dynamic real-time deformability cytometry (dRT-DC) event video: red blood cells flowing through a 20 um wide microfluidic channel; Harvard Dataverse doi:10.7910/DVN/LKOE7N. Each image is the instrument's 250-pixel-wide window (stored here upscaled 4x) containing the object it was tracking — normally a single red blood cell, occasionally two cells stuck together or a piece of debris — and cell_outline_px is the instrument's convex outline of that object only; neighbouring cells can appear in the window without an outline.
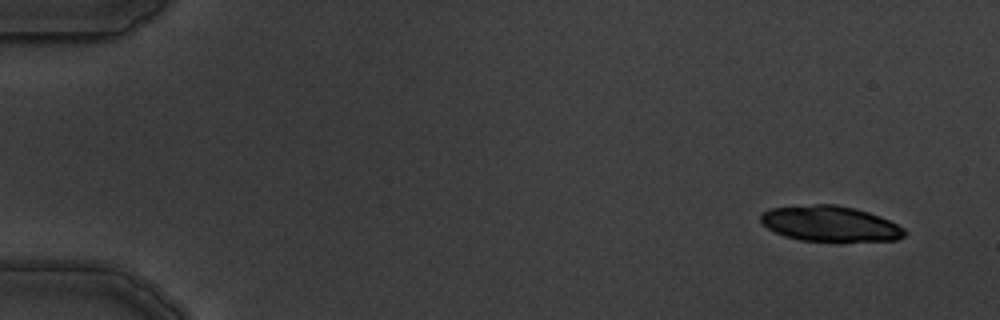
{"species": "common noctule bat (a hibernating species)", "species_latin": "Nyctalus noctula", "temperature_condition": "warm", "stored_images_in_passage": 4, "camera_frame_rate_fps": 3000, "um_per_image_px": 0.085, "animal": {"sex": "male", "body_mass_g": 19.5, "forearm_length_mm": 54.6}, "frame": {"image": 1, "passage_image": 1, "time_ms": 0.0, "image_size_px": [1000, 320], "cell_outline_px": [[908, 232], [904, 236], [896, 240], [800, 240], [784, 236], [768, 228], [760, 220], [760, 216], [764, 212], [772, 208], [816, 204], [836, 204], [868, 212], [880, 216], [904, 228]], "centroid_in_image_um": [70.56, 19.0], "position_along_channel_um": 14.4, "area_um2": 29.19}}